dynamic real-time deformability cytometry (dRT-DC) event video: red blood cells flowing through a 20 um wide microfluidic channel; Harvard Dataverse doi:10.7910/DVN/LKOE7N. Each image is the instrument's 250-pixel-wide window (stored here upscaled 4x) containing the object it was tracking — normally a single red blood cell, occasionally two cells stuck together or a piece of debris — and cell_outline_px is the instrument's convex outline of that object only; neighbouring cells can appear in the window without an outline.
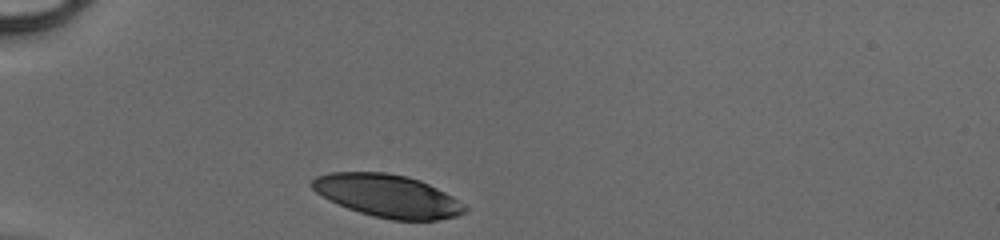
{"species": "human", "species_latin": "Homo sapiens", "temperature_condition": "cold", "stored_images_in_passage": 27, "camera_frame_rate_fps": 3000, "um_per_image_px": 0.085, "donor": {"sex": "male"}, "frame": {"image": 1, "passage_image": 1, "time_ms": 0.0, "image_size_px": [1000, 240], "cell_outline_px": [[468, 208], [464, 212], [456, 216], [436, 220], [392, 220], [372, 216], [348, 208], [328, 200], [316, 192], [308, 184], [316, 176], [332, 172], [388, 172], [408, 176], [420, 180], [452, 196]], "centroid_in_image_um": [32.91, 16.64], "position_along_channel_um": 52.1, "area_um2": 37.97}}
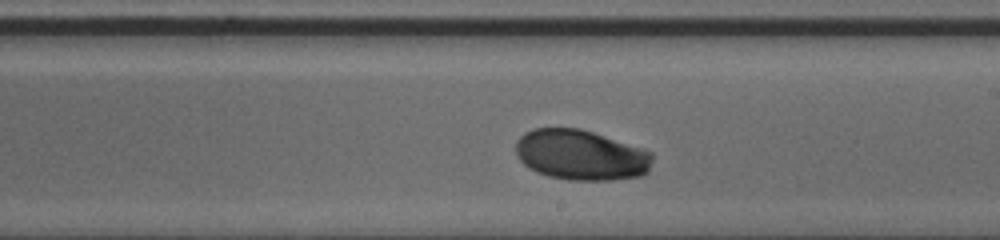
{"frame": {"image": 2, "passage_image": 16, "time_ms": 5.0, "image_size_px": [1000, 240], "cell_outline_px": [[652, 160], [648, 172], [640, 176], [612, 180], [568, 180], [548, 176], [536, 172], [528, 168], [516, 156], [516, 140], [524, 132], [532, 128], [580, 128], [644, 148], [652, 152]], "centroid_in_image_um": [49.36, 13.17], "position_along_channel_um": 239.6, "area_um2": 40.52}}
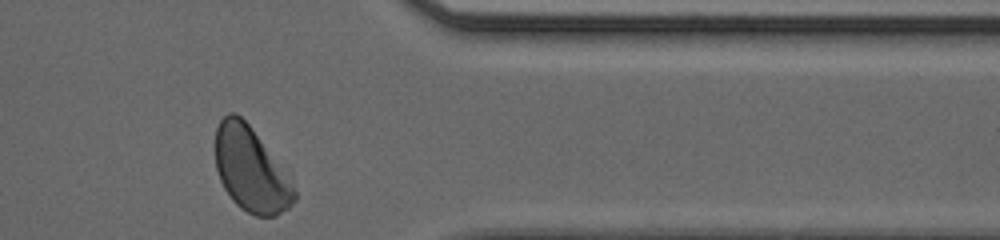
{"frame": {"image": 3, "passage_image": 27, "time_ms": 8.667, "image_size_px": [1000, 240], "cell_outline_px": [[296, 200], [288, 208], [276, 216], [256, 216], [240, 208], [232, 200], [224, 188], [220, 180], [216, 168], [216, 128], [220, 120], [228, 112], [236, 112], [248, 124], [292, 184], [296, 192]], "centroid_in_image_um": [21.28, 14.44], "position_along_channel_um": 390.1, "area_um2": 37.86}}